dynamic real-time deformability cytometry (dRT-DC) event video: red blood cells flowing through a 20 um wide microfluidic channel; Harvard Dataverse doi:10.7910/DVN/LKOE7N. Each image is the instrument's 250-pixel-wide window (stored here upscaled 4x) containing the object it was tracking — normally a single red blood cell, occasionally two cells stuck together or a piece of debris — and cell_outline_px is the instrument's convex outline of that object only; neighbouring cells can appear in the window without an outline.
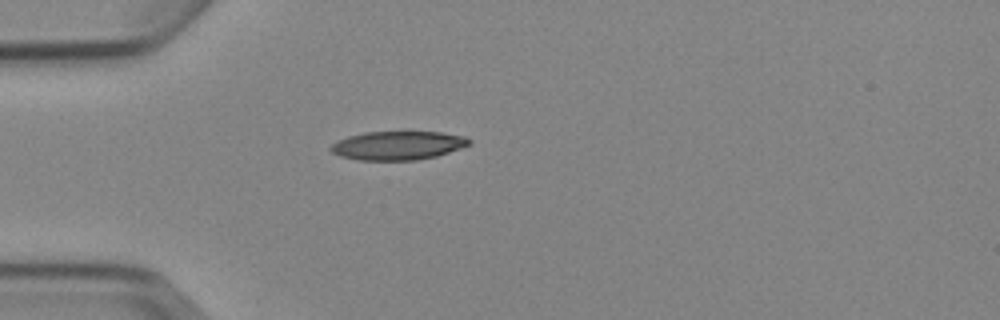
{"species": "Egyptian fruit bat (a non-hibernating species)", "species_latin": "Rousettus aegyptiacus", "temperature_condition": "cold", "stored_images_in_passage": 2, "camera_frame_rate_fps": 3000, "um_per_image_px": 0.085, "animal": {"sex": "female"}, "frame": {"image": 1, "passage_image": 1, "time_ms": 0.0, "image_size_px": [1000, 320], "cell_outline_px": [[472, 144], [436, 156], [416, 160], [360, 160], [340, 156], [332, 152], [328, 148], [332, 144], [348, 136], [364, 132], [440, 132], [464, 136], [472, 140]], "centroid_in_image_um": [33.82, 12.36], "position_along_channel_um": 51.2, "area_um2": 23.06}}